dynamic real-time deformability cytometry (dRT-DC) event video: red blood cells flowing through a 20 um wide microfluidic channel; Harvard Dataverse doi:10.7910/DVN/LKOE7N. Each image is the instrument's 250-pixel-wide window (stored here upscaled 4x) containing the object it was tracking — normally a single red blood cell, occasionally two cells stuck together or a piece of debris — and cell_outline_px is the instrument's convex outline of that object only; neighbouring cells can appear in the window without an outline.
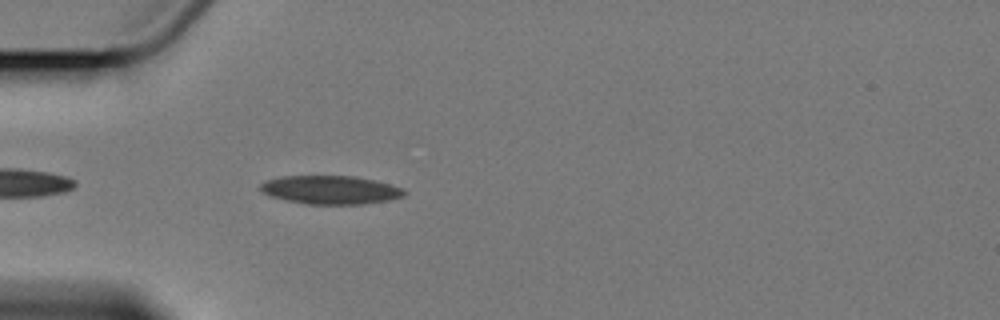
{"species": "Egyptian fruit bat (a non-hibernating species)", "species_latin": "Rousettus aegyptiacus", "temperature_condition": "cold", "stored_images_in_passage": 6, "camera_frame_rate_fps": 3000, "um_per_image_px": 0.085, "animal": {"sex": "female"}, "frame": {"image": 1, "passage_image": 6, "time_ms": 5.667, "image_size_px": [1000, 320], "cell_outline_px": [[404, 196], [388, 200], [360, 204], [308, 204], [288, 200], [272, 196], [264, 192], [260, 188], [260, 184], [264, 180], [280, 176], [356, 176], [376, 180], [400, 188], [404, 192]], "centroid_in_image_um": [28.06, 16.12], "position_along_channel_um": 56.9, "area_um2": 23.58}}